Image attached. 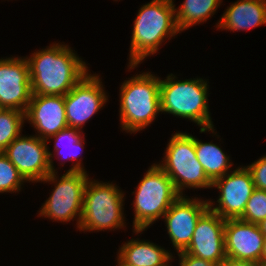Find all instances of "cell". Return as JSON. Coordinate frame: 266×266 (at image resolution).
<instances>
[{"instance_id": "cell-1", "label": "cell", "mask_w": 266, "mask_h": 266, "mask_svg": "<svg viewBox=\"0 0 266 266\" xmlns=\"http://www.w3.org/2000/svg\"><path fill=\"white\" fill-rule=\"evenodd\" d=\"M75 52L64 42H53L26 56L32 94L65 96L90 70Z\"/></svg>"}, {"instance_id": "cell-2", "label": "cell", "mask_w": 266, "mask_h": 266, "mask_svg": "<svg viewBox=\"0 0 266 266\" xmlns=\"http://www.w3.org/2000/svg\"><path fill=\"white\" fill-rule=\"evenodd\" d=\"M180 33L174 0H151L142 5L133 22L128 71L136 69L147 57L155 55L167 40Z\"/></svg>"}, {"instance_id": "cell-3", "label": "cell", "mask_w": 266, "mask_h": 266, "mask_svg": "<svg viewBox=\"0 0 266 266\" xmlns=\"http://www.w3.org/2000/svg\"><path fill=\"white\" fill-rule=\"evenodd\" d=\"M173 73L160 77L161 114L188 119L200 128V133L211 132L217 136L208 105L209 82L201 77L178 80Z\"/></svg>"}, {"instance_id": "cell-4", "label": "cell", "mask_w": 266, "mask_h": 266, "mask_svg": "<svg viewBox=\"0 0 266 266\" xmlns=\"http://www.w3.org/2000/svg\"><path fill=\"white\" fill-rule=\"evenodd\" d=\"M119 102L122 130L130 134L143 131L161 113L160 77L146 71L124 80L120 85Z\"/></svg>"}, {"instance_id": "cell-5", "label": "cell", "mask_w": 266, "mask_h": 266, "mask_svg": "<svg viewBox=\"0 0 266 266\" xmlns=\"http://www.w3.org/2000/svg\"><path fill=\"white\" fill-rule=\"evenodd\" d=\"M114 182L99 181L91 177L83 195L81 232L115 231L126 227L124 214L125 193Z\"/></svg>"}, {"instance_id": "cell-6", "label": "cell", "mask_w": 266, "mask_h": 266, "mask_svg": "<svg viewBox=\"0 0 266 266\" xmlns=\"http://www.w3.org/2000/svg\"><path fill=\"white\" fill-rule=\"evenodd\" d=\"M132 192L133 234L139 236L156 221L162 219L170 206L180 196L172 180L156 164L153 163Z\"/></svg>"}, {"instance_id": "cell-7", "label": "cell", "mask_w": 266, "mask_h": 266, "mask_svg": "<svg viewBox=\"0 0 266 266\" xmlns=\"http://www.w3.org/2000/svg\"><path fill=\"white\" fill-rule=\"evenodd\" d=\"M164 157L156 164L169 176L180 196L188 189H212L197 160L194 136L188 132H175L169 138Z\"/></svg>"}, {"instance_id": "cell-8", "label": "cell", "mask_w": 266, "mask_h": 266, "mask_svg": "<svg viewBox=\"0 0 266 266\" xmlns=\"http://www.w3.org/2000/svg\"><path fill=\"white\" fill-rule=\"evenodd\" d=\"M66 172V173H65ZM57 172H51L40 183L54 185L49 197L44 201L38 212V217L48 218L53 222L76 221L78 229L82 207L83 195L89 174L84 171H64L60 178Z\"/></svg>"}, {"instance_id": "cell-9", "label": "cell", "mask_w": 266, "mask_h": 266, "mask_svg": "<svg viewBox=\"0 0 266 266\" xmlns=\"http://www.w3.org/2000/svg\"><path fill=\"white\" fill-rule=\"evenodd\" d=\"M212 188L219 190V196L216 198L217 203L211 198L208 199L209 209L224 220L240 219L256 189L250 170L242 165L216 179L212 183Z\"/></svg>"}, {"instance_id": "cell-10", "label": "cell", "mask_w": 266, "mask_h": 266, "mask_svg": "<svg viewBox=\"0 0 266 266\" xmlns=\"http://www.w3.org/2000/svg\"><path fill=\"white\" fill-rule=\"evenodd\" d=\"M107 94L99 74L89 71L84 75L64 96L68 127L83 131L84 125L109 101Z\"/></svg>"}, {"instance_id": "cell-11", "label": "cell", "mask_w": 266, "mask_h": 266, "mask_svg": "<svg viewBox=\"0 0 266 266\" xmlns=\"http://www.w3.org/2000/svg\"><path fill=\"white\" fill-rule=\"evenodd\" d=\"M48 145L37 135L21 134L3 153L27 182L39 183L51 173Z\"/></svg>"}, {"instance_id": "cell-12", "label": "cell", "mask_w": 266, "mask_h": 266, "mask_svg": "<svg viewBox=\"0 0 266 266\" xmlns=\"http://www.w3.org/2000/svg\"><path fill=\"white\" fill-rule=\"evenodd\" d=\"M209 209L208 199L179 196L163 215L167 234L176 253L190 244L199 218Z\"/></svg>"}, {"instance_id": "cell-13", "label": "cell", "mask_w": 266, "mask_h": 266, "mask_svg": "<svg viewBox=\"0 0 266 266\" xmlns=\"http://www.w3.org/2000/svg\"><path fill=\"white\" fill-rule=\"evenodd\" d=\"M32 97L29 64L26 56L0 59V108L25 113Z\"/></svg>"}, {"instance_id": "cell-14", "label": "cell", "mask_w": 266, "mask_h": 266, "mask_svg": "<svg viewBox=\"0 0 266 266\" xmlns=\"http://www.w3.org/2000/svg\"><path fill=\"white\" fill-rule=\"evenodd\" d=\"M225 221L220 215L208 209L199 218L191 242L183 252L220 265L227 257Z\"/></svg>"}, {"instance_id": "cell-15", "label": "cell", "mask_w": 266, "mask_h": 266, "mask_svg": "<svg viewBox=\"0 0 266 266\" xmlns=\"http://www.w3.org/2000/svg\"><path fill=\"white\" fill-rule=\"evenodd\" d=\"M25 121L35 129L34 135L47 141L68 127L64 96L32 94L25 111Z\"/></svg>"}, {"instance_id": "cell-16", "label": "cell", "mask_w": 266, "mask_h": 266, "mask_svg": "<svg viewBox=\"0 0 266 266\" xmlns=\"http://www.w3.org/2000/svg\"><path fill=\"white\" fill-rule=\"evenodd\" d=\"M224 235L227 257L262 263L265 236L258 224L228 219L225 221Z\"/></svg>"}, {"instance_id": "cell-17", "label": "cell", "mask_w": 266, "mask_h": 266, "mask_svg": "<svg viewBox=\"0 0 266 266\" xmlns=\"http://www.w3.org/2000/svg\"><path fill=\"white\" fill-rule=\"evenodd\" d=\"M266 24V0H237L216 23L218 30L247 31Z\"/></svg>"}, {"instance_id": "cell-18", "label": "cell", "mask_w": 266, "mask_h": 266, "mask_svg": "<svg viewBox=\"0 0 266 266\" xmlns=\"http://www.w3.org/2000/svg\"><path fill=\"white\" fill-rule=\"evenodd\" d=\"M117 257L129 266H172V251L149 240L131 238L117 251Z\"/></svg>"}, {"instance_id": "cell-19", "label": "cell", "mask_w": 266, "mask_h": 266, "mask_svg": "<svg viewBox=\"0 0 266 266\" xmlns=\"http://www.w3.org/2000/svg\"><path fill=\"white\" fill-rule=\"evenodd\" d=\"M54 139V146H53V152L50 151V147L48 146V156H49V165L51 172H57V168L54 166V157L56 156L58 160L60 161V165L63 167L65 165V162L73 161V164L69 170L67 171H84V163H82V157L81 154H83V148H85V135L84 132L67 127L61 131H59L54 136L50 137L47 140V143H50ZM76 160V161H75ZM75 161V162H74ZM64 162V163H63Z\"/></svg>"}, {"instance_id": "cell-20", "label": "cell", "mask_w": 266, "mask_h": 266, "mask_svg": "<svg viewBox=\"0 0 266 266\" xmlns=\"http://www.w3.org/2000/svg\"><path fill=\"white\" fill-rule=\"evenodd\" d=\"M194 145L197 160L212 183L232 170L231 167L234 164L230 155L221 148V144H214L212 140L211 142H203L194 136Z\"/></svg>"}, {"instance_id": "cell-21", "label": "cell", "mask_w": 266, "mask_h": 266, "mask_svg": "<svg viewBox=\"0 0 266 266\" xmlns=\"http://www.w3.org/2000/svg\"><path fill=\"white\" fill-rule=\"evenodd\" d=\"M223 0H184L180 7L175 5V18L178 30L182 33L192 26L210 20Z\"/></svg>"}, {"instance_id": "cell-22", "label": "cell", "mask_w": 266, "mask_h": 266, "mask_svg": "<svg viewBox=\"0 0 266 266\" xmlns=\"http://www.w3.org/2000/svg\"><path fill=\"white\" fill-rule=\"evenodd\" d=\"M25 122L24 112L0 108V152L22 134Z\"/></svg>"}, {"instance_id": "cell-23", "label": "cell", "mask_w": 266, "mask_h": 266, "mask_svg": "<svg viewBox=\"0 0 266 266\" xmlns=\"http://www.w3.org/2000/svg\"><path fill=\"white\" fill-rule=\"evenodd\" d=\"M28 183L7 156L0 152V193H20Z\"/></svg>"}, {"instance_id": "cell-24", "label": "cell", "mask_w": 266, "mask_h": 266, "mask_svg": "<svg viewBox=\"0 0 266 266\" xmlns=\"http://www.w3.org/2000/svg\"><path fill=\"white\" fill-rule=\"evenodd\" d=\"M266 219V191L255 189L249 198L240 220L259 224Z\"/></svg>"}, {"instance_id": "cell-25", "label": "cell", "mask_w": 266, "mask_h": 266, "mask_svg": "<svg viewBox=\"0 0 266 266\" xmlns=\"http://www.w3.org/2000/svg\"><path fill=\"white\" fill-rule=\"evenodd\" d=\"M246 167L252 174L255 188L266 191V154Z\"/></svg>"}, {"instance_id": "cell-26", "label": "cell", "mask_w": 266, "mask_h": 266, "mask_svg": "<svg viewBox=\"0 0 266 266\" xmlns=\"http://www.w3.org/2000/svg\"><path fill=\"white\" fill-rule=\"evenodd\" d=\"M178 257V265L179 266H219L216 263L201 259V258H197L195 256L189 255L185 252H179L176 254Z\"/></svg>"}, {"instance_id": "cell-27", "label": "cell", "mask_w": 266, "mask_h": 266, "mask_svg": "<svg viewBox=\"0 0 266 266\" xmlns=\"http://www.w3.org/2000/svg\"><path fill=\"white\" fill-rule=\"evenodd\" d=\"M219 266H260V263L226 257Z\"/></svg>"}, {"instance_id": "cell-28", "label": "cell", "mask_w": 266, "mask_h": 266, "mask_svg": "<svg viewBox=\"0 0 266 266\" xmlns=\"http://www.w3.org/2000/svg\"><path fill=\"white\" fill-rule=\"evenodd\" d=\"M259 228H260V231L262 232V234L266 237V219L261 221L259 224H258Z\"/></svg>"}, {"instance_id": "cell-29", "label": "cell", "mask_w": 266, "mask_h": 266, "mask_svg": "<svg viewBox=\"0 0 266 266\" xmlns=\"http://www.w3.org/2000/svg\"><path fill=\"white\" fill-rule=\"evenodd\" d=\"M262 263H266V237L264 238V243L262 248Z\"/></svg>"}, {"instance_id": "cell-30", "label": "cell", "mask_w": 266, "mask_h": 266, "mask_svg": "<svg viewBox=\"0 0 266 266\" xmlns=\"http://www.w3.org/2000/svg\"><path fill=\"white\" fill-rule=\"evenodd\" d=\"M117 259V265L116 266H129V265H127V264H124L118 257H116Z\"/></svg>"}, {"instance_id": "cell-31", "label": "cell", "mask_w": 266, "mask_h": 266, "mask_svg": "<svg viewBox=\"0 0 266 266\" xmlns=\"http://www.w3.org/2000/svg\"><path fill=\"white\" fill-rule=\"evenodd\" d=\"M260 266H266V263H261V262H260Z\"/></svg>"}]
</instances>
